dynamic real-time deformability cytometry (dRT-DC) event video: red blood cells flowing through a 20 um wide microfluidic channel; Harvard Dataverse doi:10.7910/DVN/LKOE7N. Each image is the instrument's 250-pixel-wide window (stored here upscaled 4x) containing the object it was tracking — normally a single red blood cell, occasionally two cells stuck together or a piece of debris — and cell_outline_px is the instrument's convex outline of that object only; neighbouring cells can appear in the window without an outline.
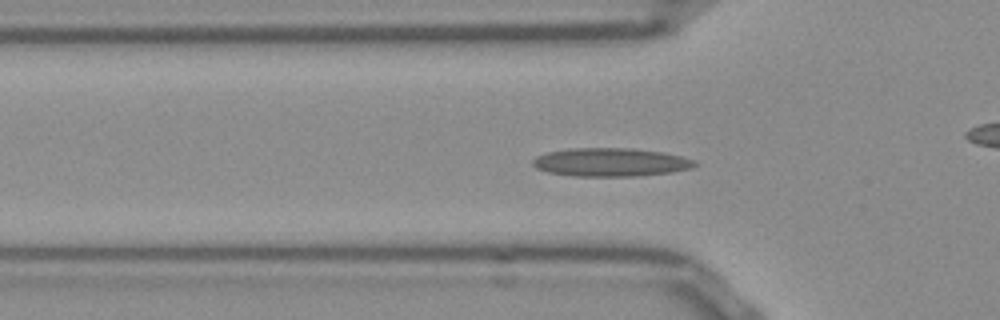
{"species": "Egyptian fruit bat (a non-hibernating species)", "species_latin": "Rousettus aegyptiacus", "temperature_condition": "room temperature", "stored_images_in_passage": 45, "camera_frame_rate_fps": 3000, "um_per_image_px": 0.085, "frame": {"image": 1, "passage_image": 13, "time_ms": 4.0, "image_size_px": [1000, 320], "cell_outline_px": [[696, 164], [692, 168], [672, 172], [636, 176], [576, 176], [548, 172], [536, 168], [532, 164], [532, 160], [536, 156], [548, 152], [568, 148], [632, 148], [660, 152], [680, 156], [692, 160]], "centroid_in_image_um": [51.86, 13.79], "position_along_channel_um": 73.9, "area_um2": 26.65}}
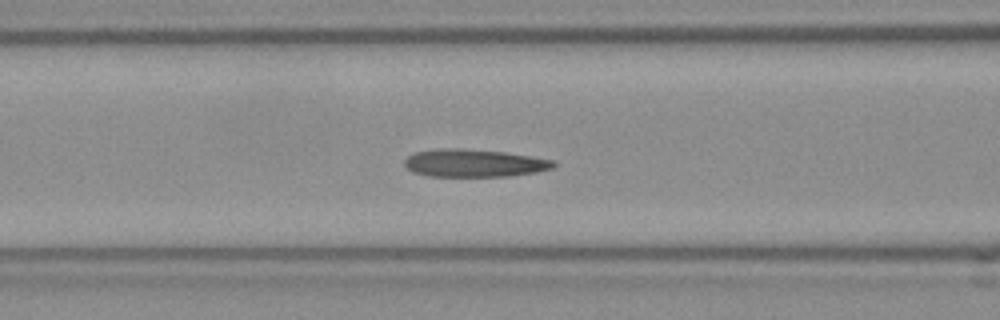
{"frame": {"image": 2, "passage_image": 17, "time_ms": 5.333, "image_size_px": [1000, 320], "cell_outline_px": [[556, 168], [536, 172], [508, 176], [428, 176], [412, 172], [404, 164], [404, 160], [408, 156], [416, 152], [448, 148], [460, 148], [504, 152], [556, 160]], "centroid_in_image_um": [40.35, 13.87], "position_along_channel_um": 126.3, "area_um2": 24.04}}
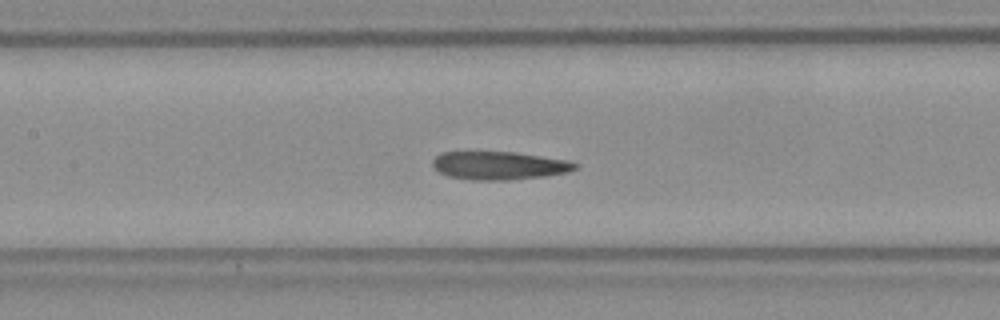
{"frame": {"image": 3, "passage_image": 20, "time_ms": 6.333, "image_size_px": [1000, 320], "cell_outline_px": [[580, 164], [576, 168], [568, 172], [544, 176], [508, 180], [472, 180], [448, 176], [440, 172], [432, 164], [432, 160], [440, 152], [516, 152], [568, 160]], "centroid_in_image_um": [42.44, 14.07], "position_along_channel_um": 165.0, "area_um2": 23.41}, "authors_computed_cell_mechanics": {"area_um2": 23.5824, "velocity_mm_per_s": 3.8566, "shape_relaxation_time_tau1_ms": null, "shape_relaxation_time_tau2_ms": 4.6311, "deformation_change_tau1": null, "deformation_change_tau2": 0.1378}}